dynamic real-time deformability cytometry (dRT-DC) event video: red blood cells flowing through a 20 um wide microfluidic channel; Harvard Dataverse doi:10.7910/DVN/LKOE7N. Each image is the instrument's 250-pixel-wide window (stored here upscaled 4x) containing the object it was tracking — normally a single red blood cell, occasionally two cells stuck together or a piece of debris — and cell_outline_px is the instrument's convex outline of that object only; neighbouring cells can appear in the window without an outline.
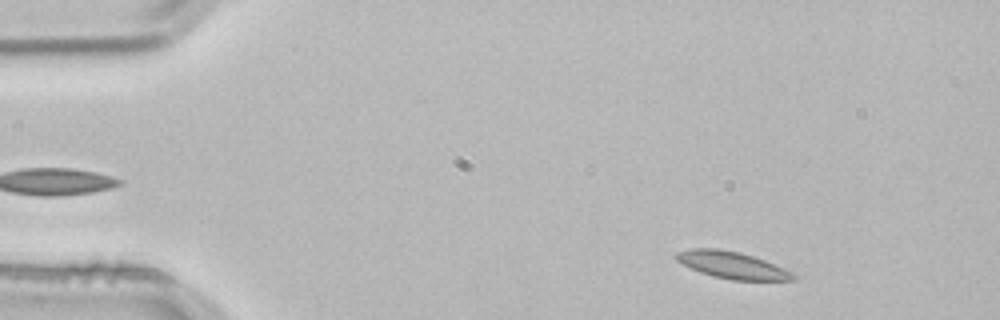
{"species": "common noctule bat (a hibernating species)", "species_latin": "Nyctalus noctula", "temperature_condition": "room temperature", "stored_images_in_passage": 3, "camera_frame_rate_fps": 3000, "um_per_image_px": 0.085, "animal": {"sex": "male", "body_mass_g": 21.5, "forearm_length_mm": 52.0}, "frame": {"image": 1, "passage_image": 3, "time_ms": 0.667, "image_size_px": [1000, 320], "cell_outline_px": [[796, 280], [732, 280], [712, 276], [700, 272], [676, 260], [672, 256], [676, 252], [692, 248], [720, 248], [740, 252], [764, 260], [784, 268], [792, 272], [796, 276]], "centroid_in_image_um": [62.21, 22.52], "position_along_channel_um": 22.8, "area_um2": 18.38}}